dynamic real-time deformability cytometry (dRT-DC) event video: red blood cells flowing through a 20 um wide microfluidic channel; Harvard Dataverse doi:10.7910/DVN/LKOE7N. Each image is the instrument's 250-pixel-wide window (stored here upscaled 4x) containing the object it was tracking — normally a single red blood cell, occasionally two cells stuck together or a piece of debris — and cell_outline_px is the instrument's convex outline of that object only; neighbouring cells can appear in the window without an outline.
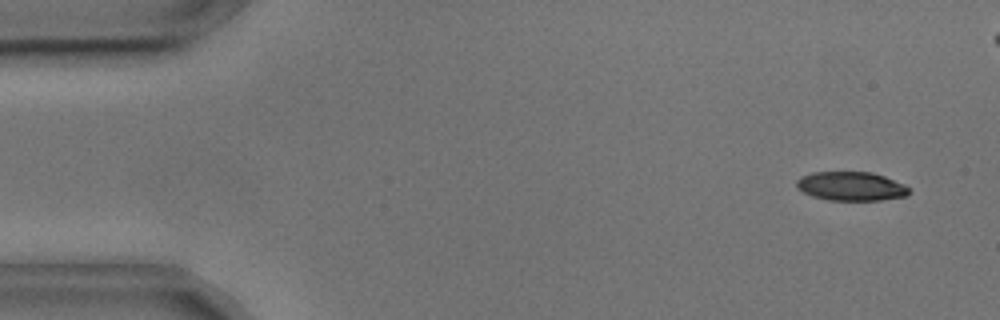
{"species": "common noctule bat (a hibernating species)", "species_latin": "Nyctalus noctula", "temperature_condition": "cold", "stored_images_in_passage": 49, "camera_frame_rate_fps": 3000, "um_per_image_px": 0.085, "animal": {"sex": "male", "body_mass_g": 17.9, "forearm_length_mm": 54.2}, "frame": {"image": 1, "passage_image": 3, "time_ms": 0.667, "image_size_px": [1000, 320], "cell_outline_px": [[912, 192], [908, 196], [880, 200], [828, 200], [812, 196], [796, 188], [796, 180], [800, 176], [812, 172], [872, 172], [884, 176], [904, 184]], "centroid_in_image_um": [72.34, 15.83], "position_along_channel_um": 12.7, "area_um2": 19.13}}
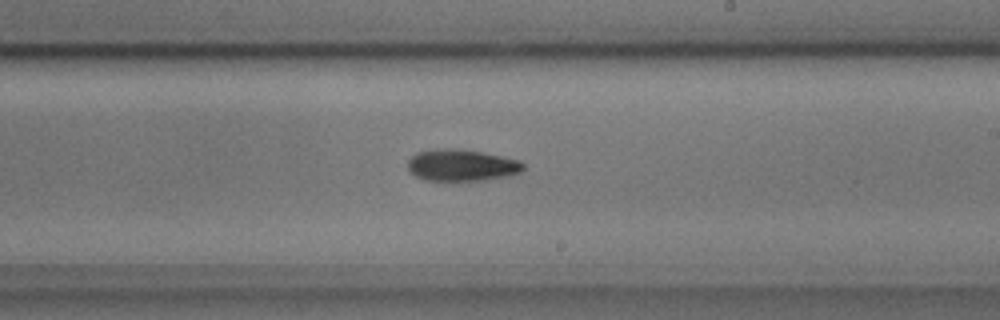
{"frame": {"image": 2, "passage_image": 31, "time_ms": 10.0, "image_size_px": [1000, 320], "cell_outline_px": [[524, 168], [520, 172], [508, 176], [488, 180], [424, 180], [408, 172], [408, 160], [416, 152], [436, 148], [452, 148], [484, 152], [520, 160], [524, 164]], "centroid_in_image_um": [39.23, 14.03], "position_along_channel_um": 249.8, "area_um2": 21.56}}
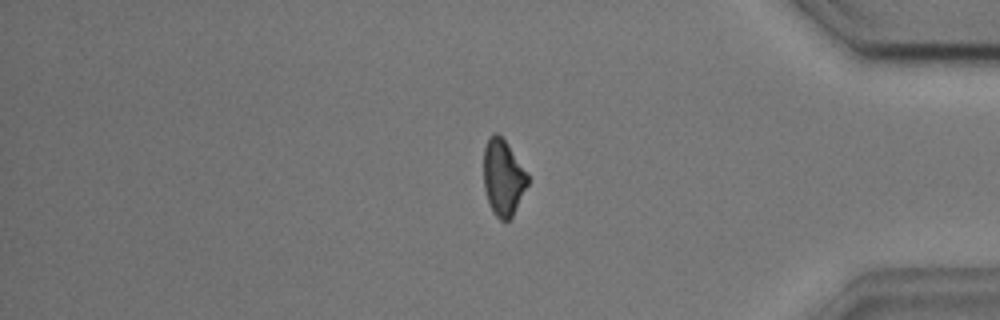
{"frame": {"image": 3, "passage_image": 45, "time_ms": 14.667, "image_size_px": [1000, 320], "cell_outline_px": [[528, 184], [512, 216], [508, 220], [500, 220], [492, 212], [484, 188], [484, 148], [488, 136], [496, 132], [504, 140], [528, 172]], "centroid_in_image_um": [42.76, 15.08], "position_along_channel_um": 392.4, "area_um2": 19.42}, "authors_computed_cell_mechanics": {"area_um2": 20.5768, "velocity_mm_per_s": 3.6413, "shape_relaxation_time_tau1_ms": 2.8562, "shape_relaxation_time_tau2_ms": null, "deformation_change_tau1": 0.1064, "deformation_change_tau2": null}}